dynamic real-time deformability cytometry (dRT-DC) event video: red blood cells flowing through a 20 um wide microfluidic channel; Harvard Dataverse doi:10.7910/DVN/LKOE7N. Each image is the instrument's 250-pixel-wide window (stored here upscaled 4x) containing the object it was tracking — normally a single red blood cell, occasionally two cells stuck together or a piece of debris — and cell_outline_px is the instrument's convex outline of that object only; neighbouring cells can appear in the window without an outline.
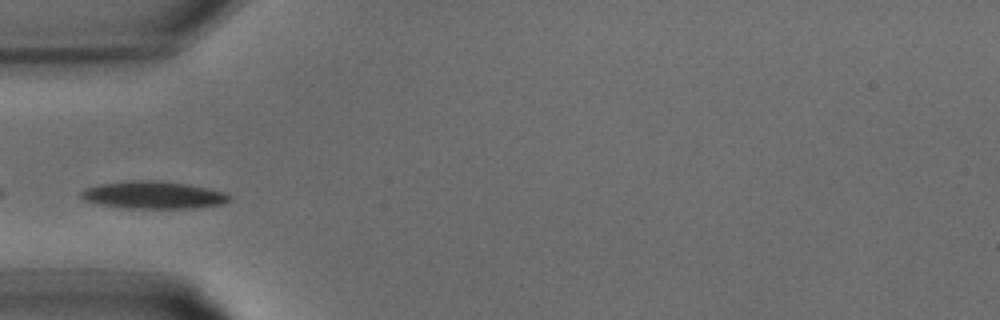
{"species": "common noctule bat (a hibernating species)", "species_latin": "Nyctalus noctula", "temperature_condition": "warm", "stored_images_in_passage": 28, "camera_frame_rate_fps": 3000, "um_per_image_px": 0.085, "animal": {"sex": "male", "body_mass_g": 15.6}, "frame": {"image": 1, "passage_image": 6, "time_ms": 1.667, "image_size_px": [1000, 320], "cell_outline_px": [[232, 200], [220, 204], [192, 208], [128, 208], [100, 204], [84, 200], [80, 196], [80, 192], [84, 188], [96, 184], [128, 180], [160, 180], [188, 184], [208, 188], [224, 192], [232, 196]], "centroid_in_image_um": [13.01, 16.56], "position_along_channel_um": 72.0, "area_um2": 23.93}}
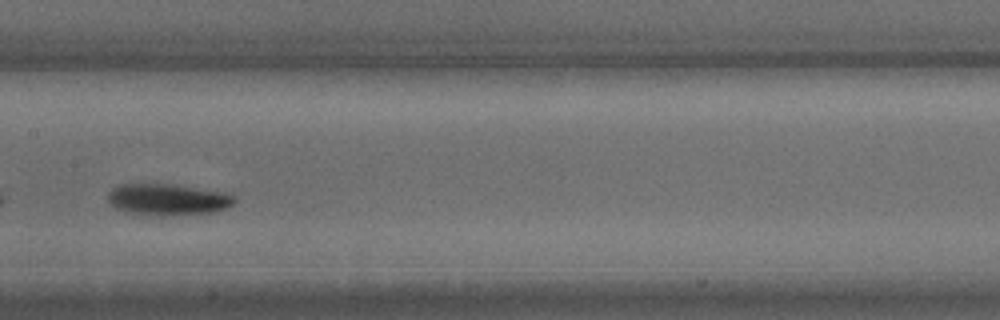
{"frame": {"image": 2, "passage_image": 12, "time_ms": 3.667, "image_size_px": [1000, 320], "cell_outline_px": [[236, 200], [228, 208], [216, 212], [128, 212], [116, 208], [108, 200], [108, 192], [112, 188], [120, 184], [172, 184], [220, 192], [236, 196]], "centroid_in_image_um": [14.26, 16.89], "position_along_channel_um": 193.1, "area_um2": 21.79}}
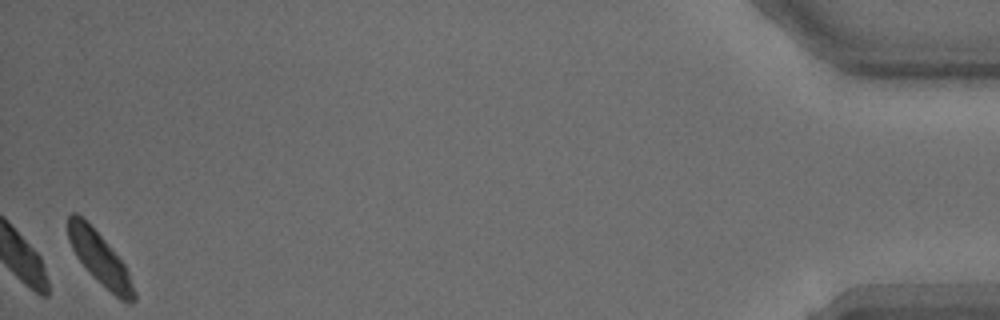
{"frame": {"image": 3, "passage_image": 28, "time_ms": 9.0, "image_size_px": [1000, 320], "cell_outline_px": [[136, 300], [132, 304], [128, 304], [120, 300], [96, 280], [76, 256], [68, 240], [68, 216], [72, 212], [76, 212], [104, 240], [124, 264], [128, 272], [136, 292]], "centroid_in_image_um": [8.5, 22.04], "position_along_channel_um": 426.7, "area_um2": 19.83}}